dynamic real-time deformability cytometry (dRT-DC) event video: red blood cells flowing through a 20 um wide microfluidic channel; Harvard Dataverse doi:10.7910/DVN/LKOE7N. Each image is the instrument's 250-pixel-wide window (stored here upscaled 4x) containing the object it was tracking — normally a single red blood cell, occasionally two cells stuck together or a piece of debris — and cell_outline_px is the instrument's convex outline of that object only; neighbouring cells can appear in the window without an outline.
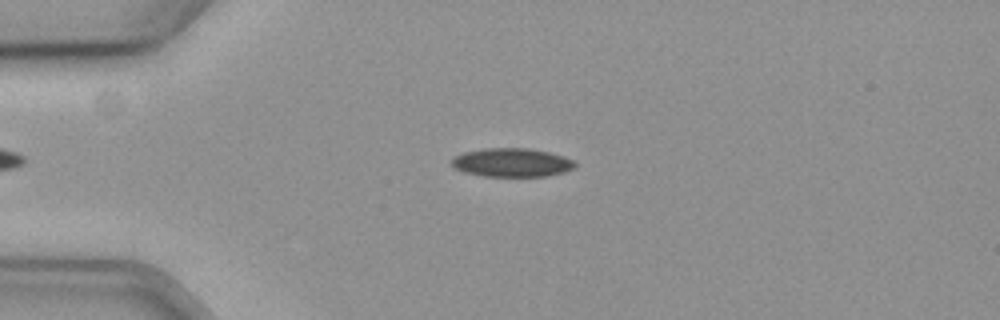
{"species": "common noctule bat (a hibernating species)", "species_latin": "Nyctalus noctula", "temperature_condition": "cold", "stored_images_in_passage": 57, "camera_frame_rate_fps": 3000, "um_per_image_px": 0.085, "animal": {"sex": "female", "body_mass_g": 19.3, "forearm_length_mm": 54.1}, "frame": {"image": 1, "passage_image": 14, "time_ms": 4.333, "image_size_px": [1000, 320], "cell_outline_px": [[576, 164], [572, 168], [564, 172], [544, 176], [484, 176], [464, 172], [456, 168], [452, 164], [452, 160], [456, 156], [464, 152], [484, 148], [528, 148], [548, 152], [564, 156], [576, 160]], "centroid_in_image_um": [43.53, 13.81], "position_along_channel_um": 41.5, "area_um2": 20.46}}
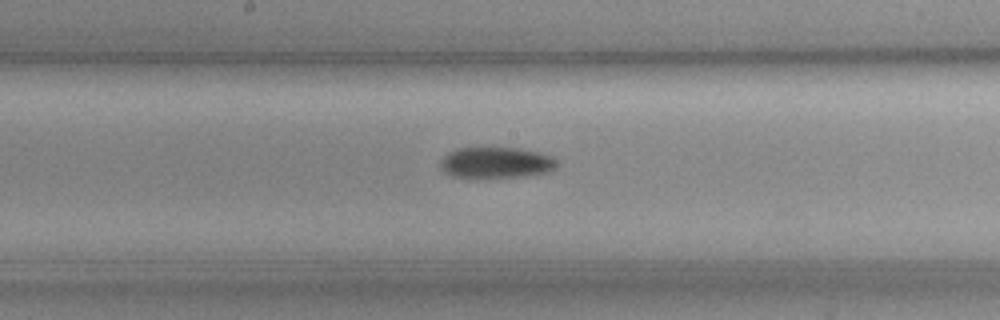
{"frame": {"image": 2, "passage_image": 30, "time_ms": 9.667, "image_size_px": [1000, 320], "cell_outline_px": [[556, 164], [548, 172], [524, 176], [452, 176], [444, 172], [440, 168], [440, 160], [448, 152], [456, 148], [516, 148], [536, 152], [552, 156], [556, 160]], "centroid_in_image_um": [42.12, 13.8], "position_along_channel_um": 206.1, "area_um2": 20.52}}
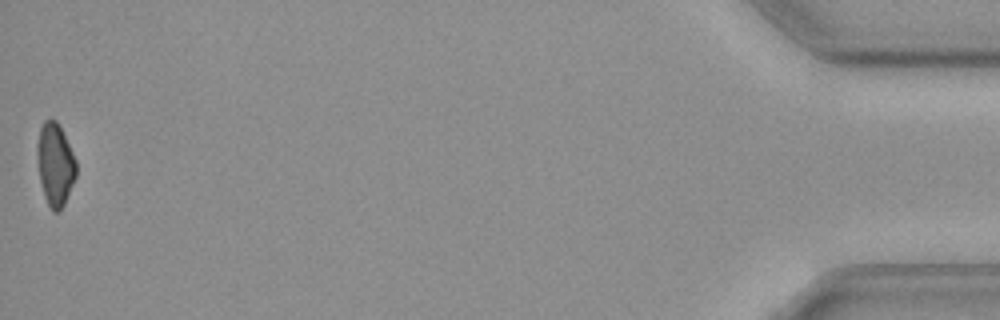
{"frame": {"image": 3, "passage_image": 57, "time_ms": 18.667, "image_size_px": [1000, 320], "cell_outline_px": [[76, 176], [64, 204], [60, 212], [52, 212], [44, 196], [40, 180], [36, 152], [36, 144], [40, 128], [44, 120], [56, 120], [76, 160]], "centroid_in_image_um": [4.67, 14.0], "position_along_channel_um": 430.5, "area_um2": 18.61}, "authors_computed_cell_mechanics": {"area_um2": 20.4612, "velocity_mm_per_s": 3.6199, "shape_relaxation_time_tau1_ms": 10.7073, "shape_relaxation_time_tau2_ms": null, "deformation_change_tau1": 0.1378, "deformation_change_tau2": null}}